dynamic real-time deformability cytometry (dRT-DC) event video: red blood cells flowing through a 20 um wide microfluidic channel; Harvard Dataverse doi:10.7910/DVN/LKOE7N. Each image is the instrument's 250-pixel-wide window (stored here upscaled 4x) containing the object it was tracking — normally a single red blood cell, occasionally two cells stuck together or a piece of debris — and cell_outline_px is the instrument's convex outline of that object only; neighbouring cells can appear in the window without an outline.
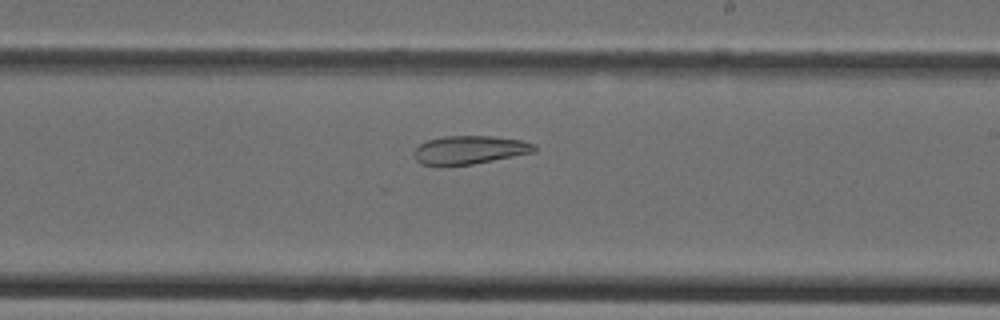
{"species": "Egyptian fruit bat (a non-hibernating species)", "species_latin": "Rousettus aegyptiacus", "temperature_condition": "cold", "stored_images_in_passage": 28, "camera_frame_rate_fps": 3000, "um_per_image_px": 0.085, "animal": {"sex": "female"}, "frame": {"image": 1, "passage_image": 12, "time_ms": 3.667, "image_size_px": [1000, 320], "cell_outline_px": [[536, 152], [472, 164], [440, 168], [420, 164], [416, 160], [412, 152], [420, 144], [428, 140], [444, 136], [492, 136], [520, 140], [536, 144]], "centroid_in_image_um": [39.86, 12.77], "position_along_channel_um": 249.1, "area_um2": 20.4}}
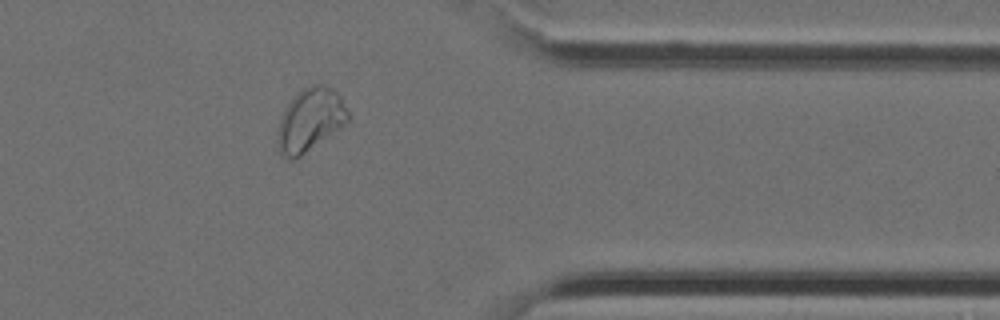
{"frame": {"image": 2, "passage_image": 21, "time_ms": 6.667, "image_size_px": [1000, 320], "cell_outline_px": [[348, 124], [300, 156], [292, 160], [288, 160], [280, 152], [276, 140], [280, 120], [284, 108], [296, 92], [300, 88], [312, 84], [324, 84], [332, 88], [340, 96], [348, 112]], "centroid_in_image_um": [26.36, 10.17], "position_along_channel_um": 385.0, "area_um2": 26.18}}